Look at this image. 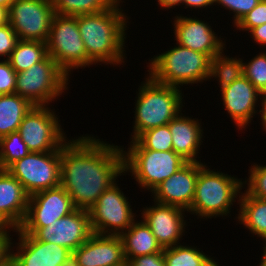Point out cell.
Here are the masks:
<instances>
[{
	"label": "cell",
	"mask_w": 266,
	"mask_h": 266,
	"mask_svg": "<svg viewBox=\"0 0 266 266\" xmlns=\"http://www.w3.org/2000/svg\"><path fill=\"white\" fill-rule=\"evenodd\" d=\"M14 235L11 259L17 266H61L72 255L64 246L39 241L34 235L24 234L19 229Z\"/></svg>",
	"instance_id": "e0dca14e"
},
{
	"label": "cell",
	"mask_w": 266,
	"mask_h": 266,
	"mask_svg": "<svg viewBox=\"0 0 266 266\" xmlns=\"http://www.w3.org/2000/svg\"><path fill=\"white\" fill-rule=\"evenodd\" d=\"M13 1L14 0H0V5L9 9V7Z\"/></svg>",
	"instance_id": "c3c4849f"
},
{
	"label": "cell",
	"mask_w": 266,
	"mask_h": 266,
	"mask_svg": "<svg viewBox=\"0 0 266 266\" xmlns=\"http://www.w3.org/2000/svg\"><path fill=\"white\" fill-rule=\"evenodd\" d=\"M33 106L17 93L0 95V138L18 131L23 118Z\"/></svg>",
	"instance_id": "d4e9b609"
},
{
	"label": "cell",
	"mask_w": 266,
	"mask_h": 266,
	"mask_svg": "<svg viewBox=\"0 0 266 266\" xmlns=\"http://www.w3.org/2000/svg\"><path fill=\"white\" fill-rule=\"evenodd\" d=\"M122 146V149H149L154 151L173 150L172 135L169 125L158 126L143 132L136 140Z\"/></svg>",
	"instance_id": "f1b7e54d"
},
{
	"label": "cell",
	"mask_w": 266,
	"mask_h": 266,
	"mask_svg": "<svg viewBox=\"0 0 266 266\" xmlns=\"http://www.w3.org/2000/svg\"><path fill=\"white\" fill-rule=\"evenodd\" d=\"M29 195L7 169H0V214L18 229L27 214Z\"/></svg>",
	"instance_id": "7402d4cb"
},
{
	"label": "cell",
	"mask_w": 266,
	"mask_h": 266,
	"mask_svg": "<svg viewBox=\"0 0 266 266\" xmlns=\"http://www.w3.org/2000/svg\"><path fill=\"white\" fill-rule=\"evenodd\" d=\"M128 266H165L163 251L160 253L147 254L131 258L127 262Z\"/></svg>",
	"instance_id": "74e56055"
},
{
	"label": "cell",
	"mask_w": 266,
	"mask_h": 266,
	"mask_svg": "<svg viewBox=\"0 0 266 266\" xmlns=\"http://www.w3.org/2000/svg\"><path fill=\"white\" fill-rule=\"evenodd\" d=\"M71 77L47 55L41 62L16 74L15 93L34 106H52L68 94Z\"/></svg>",
	"instance_id": "8992f818"
},
{
	"label": "cell",
	"mask_w": 266,
	"mask_h": 266,
	"mask_svg": "<svg viewBox=\"0 0 266 266\" xmlns=\"http://www.w3.org/2000/svg\"><path fill=\"white\" fill-rule=\"evenodd\" d=\"M214 5V0H183V7L182 9H187L189 8L190 10L188 11H192L194 9H196V11L198 10V12L196 14H198L200 12V10L202 9L203 11L210 9L211 11H206V12H212L213 13V9L215 7Z\"/></svg>",
	"instance_id": "f35d334b"
},
{
	"label": "cell",
	"mask_w": 266,
	"mask_h": 266,
	"mask_svg": "<svg viewBox=\"0 0 266 266\" xmlns=\"http://www.w3.org/2000/svg\"><path fill=\"white\" fill-rule=\"evenodd\" d=\"M15 230L16 228L0 214V236H15L12 234Z\"/></svg>",
	"instance_id": "b9f144b4"
},
{
	"label": "cell",
	"mask_w": 266,
	"mask_h": 266,
	"mask_svg": "<svg viewBox=\"0 0 266 266\" xmlns=\"http://www.w3.org/2000/svg\"><path fill=\"white\" fill-rule=\"evenodd\" d=\"M248 61V63H247ZM243 75L261 93L266 94V50L261 49L251 59L243 60Z\"/></svg>",
	"instance_id": "1f68e13d"
},
{
	"label": "cell",
	"mask_w": 266,
	"mask_h": 266,
	"mask_svg": "<svg viewBox=\"0 0 266 266\" xmlns=\"http://www.w3.org/2000/svg\"><path fill=\"white\" fill-rule=\"evenodd\" d=\"M19 38L9 22L0 26V59H8Z\"/></svg>",
	"instance_id": "d590c367"
},
{
	"label": "cell",
	"mask_w": 266,
	"mask_h": 266,
	"mask_svg": "<svg viewBox=\"0 0 266 266\" xmlns=\"http://www.w3.org/2000/svg\"><path fill=\"white\" fill-rule=\"evenodd\" d=\"M117 0H53L56 14L79 16L94 14L109 9Z\"/></svg>",
	"instance_id": "f546056e"
},
{
	"label": "cell",
	"mask_w": 266,
	"mask_h": 266,
	"mask_svg": "<svg viewBox=\"0 0 266 266\" xmlns=\"http://www.w3.org/2000/svg\"><path fill=\"white\" fill-rule=\"evenodd\" d=\"M7 171L21 182L29 196L57 187L61 177V150L29 152L12 163Z\"/></svg>",
	"instance_id": "8fae6325"
},
{
	"label": "cell",
	"mask_w": 266,
	"mask_h": 266,
	"mask_svg": "<svg viewBox=\"0 0 266 266\" xmlns=\"http://www.w3.org/2000/svg\"><path fill=\"white\" fill-rule=\"evenodd\" d=\"M175 13L176 16L172 17L173 21H170L173 25L172 29H174V42L176 41L177 44L185 48L206 54L211 59L227 48V39L224 40L223 36H218L219 31L214 32L212 25V22L213 24L215 22L214 19L209 21L210 24L196 15L190 17L191 14L185 16L182 14L184 12Z\"/></svg>",
	"instance_id": "9a60e30c"
},
{
	"label": "cell",
	"mask_w": 266,
	"mask_h": 266,
	"mask_svg": "<svg viewBox=\"0 0 266 266\" xmlns=\"http://www.w3.org/2000/svg\"><path fill=\"white\" fill-rule=\"evenodd\" d=\"M165 266H221L215 256L212 257L196 245L180 243L163 249ZM216 258V259H215Z\"/></svg>",
	"instance_id": "484cf974"
},
{
	"label": "cell",
	"mask_w": 266,
	"mask_h": 266,
	"mask_svg": "<svg viewBox=\"0 0 266 266\" xmlns=\"http://www.w3.org/2000/svg\"><path fill=\"white\" fill-rule=\"evenodd\" d=\"M120 237L123 241L126 262L131 258L163 251L151 229L141 217L136 219Z\"/></svg>",
	"instance_id": "cb8c5ba5"
},
{
	"label": "cell",
	"mask_w": 266,
	"mask_h": 266,
	"mask_svg": "<svg viewBox=\"0 0 266 266\" xmlns=\"http://www.w3.org/2000/svg\"><path fill=\"white\" fill-rule=\"evenodd\" d=\"M151 201L152 206H142L139 216L149 226L161 247L164 249L183 243L192 217L187 219L188 212L183 208Z\"/></svg>",
	"instance_id": "5bb4252c"
},
{
	"label": "cell",
	"mask_w": 266,
	"mask_h": 266,
	"mask_svg": "<svg viewBox=\"0 0 266 266\" xmlns=\"http://www.w3.org/2000/svg\"><path fill=\"white\" fill-rule=\"evenodd\" d=\"M263 253L261 254L260 257V263H258L259 265L257 266H266V249H262Z\"/></svg>",
	"instance_id": "7dc6e473"
},
{
	"label": "cell",
	"mask_w": 266,
	"mask_h": 266,
	"mask_svg": "<svg viewBox=\"0 0 266 266\" xmlns=\"http://www.w3.org/2000/svg\"><path fill=\"white\" fill-rule=\"evenodd\" d=\"M160 53L149 58L145 71L156 82L186 90L187 85L197 87L208 81L211 63L208 55L177 43Z\"/></svg>",
	"instance_id": "5b68a950"
},
{
	"label": "cell",
	"mask_w": 266,
	"mask_h": 266,
	"mask_svg": "<svg viewBox=\"0 0 266 266\" xmlns=\"http://www.w3.org/2000/svg\"><path fill=\"white\" fill-rule=\"evenodd\" d=\"M117 182L119 180L107 188L88 210L93 233L120 236L139 217V210H133L132 199L124 194L121 183Z\"/></svg>",
	"instance_id": "9c48e42d"
},
{
	"label": "cell",
	"mask_w": 266,
	"mask_h": 266,
	"mask_svg": "<svg viewBox=\"0 0 266 266\" xmlns=\"http://www.w3.org/2000/svg\"><path fill=\"white\" fill-rule=\"evenodd\" d=\"M260 117V123H261V128L262 131L266 134V94H261L260 97V105H259V113H258V118Z\"/></svg>",
	"instance_id": "ee69618b"
},
{
	"label": "cell",
	"mask_w": 266,
	"mask_h": 266,
	"mask_svg": "<svg viewBox=\"0 0 266 266\" xmlns=\"http://www.w3.org/2000/svg\"><path fill=\"white\" fill-rule=\"evenodd\" d=\"M185 112V109L182 110L168 123L172 135L173 151L188 162H205L200 159L202 155L199 157L203 147L201 145H204L202 143L205 141L202 119L189 117L185 115Z\"/></svg>",
	"instance_id": "44dd1931"
},
{
	"label": "cell",
	"mask_w": 266,
	"mask_h": 266,
	"mask_svg": "<svg viewBox=\"0 0 266 266\" xmlns=\"http://www.w3.org/2000/svg\"><path fill=\"white\" fill-rule=\"evenodd\" d=\"M248 36H250L249 38H252V42L255 45H258L261 49L263 46V48H265L266 46V23L253 28L249 34H247ZM266 49V48H265Z\"/></svg>",
	"instance_id": "ab89813d"
},
{
	"label": "cell",
	"mask_w": 266,
	"mask_h": 266,
	"mask_svg": "<svg viewBox=\"0 0 266 266\" xmlns=\"http://www.w3.org/2000/svg\"><path fill=\"white\" fill-rule=\"evenodd\" d=\"M29 152L18 131L0 138V169H7L12 163L22 159Z\"/></svg>",
	"instance_id": "4dcf8cb0"
},
{
	"label": "cell",
	"mask_w": 266,
	"mask_h": 266,
	"mask_svg": "<svg viewBox=\"0 0 266 266\" xmlns=\"http://www.w3.org/2000/svg\"><path fill=\"white\" fill-rule=\"evenodd\" d=\"M55 112L52 106H33L23 118L18 132L30 152L61 150L70 139Z\"/></svg>",
	"instance_id": "30bf717a"
},
{
	"label": "cell",
	"mask_w": 266,
	"mask_h": 266,
	"mask_svg": "<svg viewBox=\"0 0 266 266\" xmlns=\"http://www.w3.org/2000/svg\"><path fill=\"white\" fill-rule=\"evenodd\" d=\"M262 241H263V243H261V244H263V246H264V247H262V249H266V237Z\"/></svg>",
	"instance_id": "f907efd6"
},
{
	"label": "cell",
	"mask_w": 266,
	"mask_h": 266,
	"mask_svg": "<svg viewBox=\"0 0 266 266\" xmlns=\"http://www.w3.org/2000/svg\"><path fill=\"white\" fill-rule=\"evenodd\" d=\"M8 22V9L0 5V26Z\"/></svg>",
	"instance_id": "f6af8a7d"
},
{
	"label": "cell",
	"mask_w": 266,
	"mask_h": 266,
	"mask_svg": "<svg viewBox=\"0 0 266 266\" xmlns=\"http://www.w3.org/2000/svg\"><path fill=\"white\" fill-rule=\"evenodd\" d=\"M2 266H17L16 263L10 258L7 262H5Z\"/></svg>",
	"instance_id": "681fc988"
},
{
	"label": "cell",
	"mask_w": 266,
	"mask_h": 266,
	"mask_svg": "<svg viewBox=\"0 0 266 266\" xmlns=\"http://www.w3.org/2000/svg\"><path fill=\"white\" fill-rule=\"evenodd\" d=\"M47 54L69 75L88 67V55L78 29L77 16H53L46 42Z\"/></svg>",
	"instance_id": "ba28073f"
},
{
	"label": "cell",
	"mask_w": 266,
	"mask_h": 266,
	"mask_svg": "<svg viewBox=\"0 0 266 266\" xmlns=\"http://www.w3.org/2000/svg\"><path fill=\"white\" fill-rule=\"evenodd\" d=\"M218 91L231 123L236 125L235 129L245 133L253 124V118L258 116L261 93L244 75Z\"/></svg>",
	"instance_id": "2e32d148"
},
{
	"label": "cell",
	"mask_w": 266,
	"mask_h": 266,
	"mask_svg": "<svg viewBox=\"0 0 266 266\" xmlns=\"http://www.w3.org/2000/svg\"><path fill=\"white\" fill-rule=\"evenodd\" d=\"M243 190L238 209L236 208L238 214L235 213L234 220L249 231L250 237L255 236V239L263 240L266 237V199L250 196Z\"/></svg>",
	"instance_id": "603a6c76"
},
{
	"label": "cell",
	"mask_w": 266,
	"mask_h": 266,
	"mask_svg": "<svg viewBox=\"0 0 266 266\" xmlns=\"http://www.w3.org/2000/svg\"><path fill=\"white\" fill-rule=\"evenodd\" d=\"M227 49L215 55L211 59L210 74L208 82L211 80L218 82V87L224 88L230 85L233 81L243 76V59L241 55H227ZM241 56V58H239Z\"/></svg>",
	"instance_id": "4316f807"
},
{
	"label": "cell",
	"mask_w": 266,
	"mask_h": 266,
	"mask_svg": "<svg viewBox=\"0 0 266 266\" xmlns=\"http://www.w3.org/2000/svg\"><path fill=\"white\" fill-rule=\"evenodd\" d=\"M55 11L51 0H14L8 22L19 40L47 42Z\"/></svg>",
	"instance_id": "7c38bea8"
},
{
	"label": "cell",
	"mask_w": 266,
	"mask_h": 266,
	"mask_svg": "<svg viewBox=\"0 0 266 266\" xmlns=\"http://www.w3.org/2000/svg\"><path fill=\"white\" fill-rule=\"evenodd\" d=\"M124 175L134 179L140 192L148 193L165 179L169 178L188 161L170 151L149 149H123ZM144 189V190H143Z\"/></svg>",
	"instance_id": "52a82bcc"
},
{
	"label": "cell",
	"mask_w": 266,
	"mask_h": 266,
	"mask_svg": "<svg viewBox=\"0 0 266 266\" xmlns=\"http://www.w3.org/2000/svg\"><path fill=\"white\" fill-rule=\"evenodd\" d=\"M16 72L6 59H0V95L15 93Z\"/></svg>",
	"instance_id": "8d00e7d4"
},
{
	"label": "cell",
	"mask_w": 266,
	"mask_h": 266,
	"mask_svg": "<svg viewBox=\"0 0 266 266\" xmlns=\"http://www.w3.org/2000/svg\"><path fill=\"white\" fill-rule=\"evenodd\" d=\"M211 169H210V168ZM243 178L217 171L205 162H199V173L191 208L187 211L197 220L231 217L234 205H239Z\"/></svg>",
	"instance_id": "3957f363"
},
{
	"label": "cell",
	"mask_w": 266,
	"mask_h": 266,
	"mask_svg": "<svg viewBox=\"0 0 266 266\" xmlns=\"http://www.w3.org/2000/svg\"><path fill=\"white\" fill-rule=\"evenodd\" d=\"M123 3L126 1L117 0L103 12L77 16L78 29L88 55V68L96 65L121 68V65H126L125 45L132 18L124 12L126 4Z\"/></svg>",
	"instance_id": "7a4b0ae2"
},
{
	"label": "cell",
	"mask_w": 266,
	"mask_h": 266,
	"mask_svg": "<svg viewBox=\"0 0 266 266\" xmlns=\"http://www.w3.org/2000/svg\"><path fill=\"white\" fill-rule=\"evenodd\" d=\"M120 176L124 178L122 145L83 134L61 147L60 185L77 209L88 211Z\"/></svg>",
	"instance_id": "6da1fadb"
},
{
	"label": "cell",
	"mask_w": 266,
	"mask_h": 266,
	"mask_svg": "<svg viewBox=\"0 0 266 266\" xmlns=\"http://www.w3.org/2000/svg\"><path fill=\"white\" fill-rule=\"evenodd\" d=\"M266 23V0H261L249 13L234 26L237 32L249 33L253 28Z\"/></svg>",
	"instance_id": "e575fe53"
},
{
	"label": "cell",
	"mask_w": 266,
	"mask_h": 266,
	"mask_svg": "<svg viewBox=\"0 0 266 266\" xmlns=\"http://www.w3.org/2000/svg\"><path fill=\"white\" fill-rule=\"evenodd\" d=\"M93 234L89 212L76 209L49 226L40 228L34 236L42 242L64 246L71 252L78 249Z\"/></svg>",
	"instance_id": "ac0fdd59"
},
{
	"label": "cell",
	"mask_w": 266,
	"mask_h": 266,
	"mask_svg": "<svg viewBox=\"0 0 266 266\" xmlns=\"http://www.w3.org/2000/svg\"><path fill=\"white\" fill-rule=\"evenodd\" d=\"M47 55L45 42L19 40L7 60L14 71L19 73L41 62Z\"/></svg>",
	"instance_id": "83f0119b"
},
{
	"label": "cell",
	"mask_w": 266,
	"mask_h": 266,
	"mask_svg": "<svg viewBox=\"0 0 266 266\" xmlns=\"http://www.w3.org/2000/svg\"><path fill=\"white\" fill-rule=\"evenodd\" d=\"M145 76L136 90L130 141L149 129L168 125L185 108L183 89L158 83L148 74Z\"/></svg>",
	"instance_id": "277c9868"
},
{
	"label": "cell",
	"mask_w": 266,
	"mask_h": 266,
	"mask_svg": "<svg viewBox=\"0 0 266 266\" xmlns=\"http://www.w3.org/2000/svg\"><path fill=\"white\" fill-rule=\"evenodd\" d=\"M198 173L199 162H187L149 193L152 194L150 200L188 211L194 199Z\"/></svg>",
	"instance_id": "d6986e66"
},
{
	"label": "cell",
	"mask_w": 266,
	"mask_h": 266,
	"mask_svg": "<svg viewBox=\"0 0 266 266\" xmlns=\"http://www.w3.org/2000/svg\"><path fill=\"white\" fill-rule=\"evenodd\" d=\"M61 266H78L76 259L71 255Z\"/></svg>",
	"instance_id": "bcb514c9"
},
{
	"label": "cell",
	"mask_w": 266,
	"mask_h": 266,
	"mask_svg": "<svg viewBox=\"0 0 266 266\" xmlns=\"http://www.w3.org/2000/svg\"><path fill=\"white\" fill-rule=\"evenodd\" d=\"M72 255L78 266L127 265L123 241L119 235L93 233Z\"/></svg>",
	"instance_id": "ffe728a7"
},
{
	"label": "cell",
	"mask_w": 266,
	"mask_h": 266,
	"mask_svg": "<svg viewBox=\"0 0 266 266\" xmlns=\"http://www.w3.org/2000/svg\"><path fill=\"white\" fill-rule=\"evenodd\" d=\"M155 1H157V5H158V7H160L159 9H161L163 11H164V9H165V11L166 10L171 11V9L173 11L174 8H176V9H177V7L182 8V6H183V0H155Z\"/></svg>",
	"instance_id": "7bdbcfd3"
},
{
	"label": "cell",
	"mask_w": 266,
	"mask_h": 266,
	"mask_svg": "<svg viewBox=\"0 0 266 266\" xmlns=\"http://www.w3.org/2000/svg\"><path fill=\"white\" fill-rule=\"evenodd\" d=\"M76 209L61 185L34 193L29 196L27 214L18 229L24 234L34 235L40 228L49 226Z\"/></svg>",
	"instance_id": "4fadbf2b"
},
{
	"label": "cell",
	"mask_w": 266,
	"mask_h": 266,
	"mask_svg": "<svg viewBox=\"0 0 266 266\" xmlns=\"http://www.w3.org/2000/svg\"><path fill=\"white\" fill-rule=\"evenodd\" d=\"M13 236H0V266L11 258Z\"/></svg>",
	"instance_id": "60d3db41"
},
{
	"label": "cell",
	"mask_w": 266,
	"mask_h": 266,
	"mask_svg": "<svg viewBox=\"0 0 266 266\" xmlns=\"http://www.w3.org/2000/svg\"><path fill=\"white\" fill-rule=\"evenodd\" d=\"M248 178L243 179V189L250 195L266 199V165L252 162Z\"/></svg>",
	"instance_id": "d6a6232c"
},
{
	"label": "cell",
	"mask_w": 266,
	"mask_h": 266,
	"mask_svg": "<svg viewBox=\"0 0 266 266\" xmlns=\"http://www.w3.org/2000/svg\"><path fill=\"white\" fill-rule=\"evenodd\" d=\"M261 0H214V5L217 10L224 8L229 11V14L232 17V26L234 27L243 16L249 13Z\"/></svg>",
	"instance_id": "836d02e7"
}]
</instances>
